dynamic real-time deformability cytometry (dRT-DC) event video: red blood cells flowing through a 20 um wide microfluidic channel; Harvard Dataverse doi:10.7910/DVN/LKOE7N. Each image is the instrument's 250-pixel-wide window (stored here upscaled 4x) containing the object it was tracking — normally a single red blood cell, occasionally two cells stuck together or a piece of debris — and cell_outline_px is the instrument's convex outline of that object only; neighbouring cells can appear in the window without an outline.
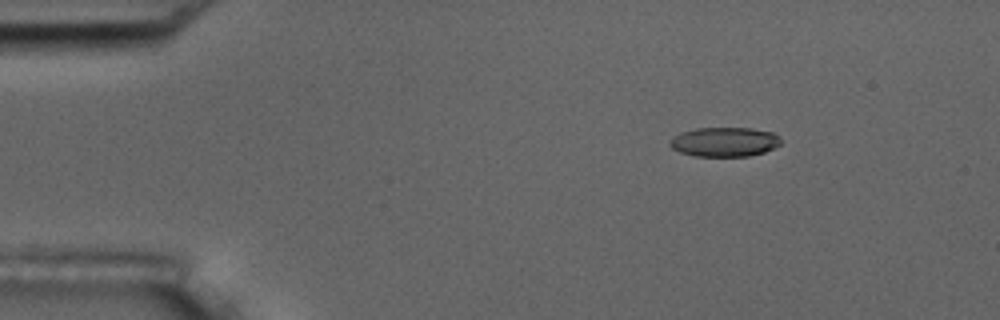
{"species": "common noctule bat (a hibernating species)", "species_latin": "Nyctalus noctula", "temperature_condition": "room temperature", "stored_images_in_passage": 9, "camera_frame_rate_fps": 3000, "um_per_image_px": 0.085, "animal": {"sex": "male", "body_mass_g": 17.5, "forearm_length_mm": 52.3}, "frame": {"image": 1, "passage_image": 2, "time_ms": 2.0, "image_size_px": [1000, 320], "cell_outline_px": [[780, 144], [764, 152], [748, 156], [696, 156], [680, 152], [672, 148], [668, 144], [668, 140], [672, 136], [680, 132], [696, 128], [752, 128], [772, 132], [780, 140]], "centroid_in_image_um": [61.51, 12.05], "position_along_channel_um": 23.5, "area_um2": 19.02}}
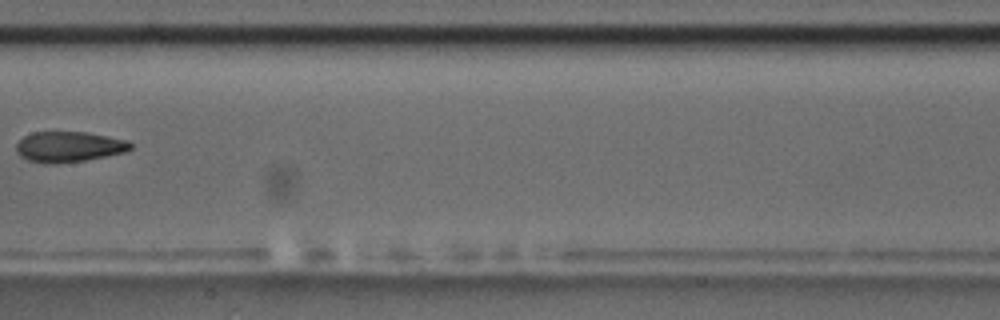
{"frame": {"image": 2, "passage_image": 8, "time_ms": 9.0, "image_size_px": [1000, 320], "cell_outline_px": [[132, 148], [124, 152], [84, 160], [56, 164], [48, 164], [28, 160], [20, 156], [16, 152], [16, 144], [24, 136], [32, 132], [84, 132], [108, 136], [128, 140], [132, 144]], "centroid_in_image_um": [5.83, 12.47], "position_along_channel_um": 201.6, "area_um2": 20.29}}
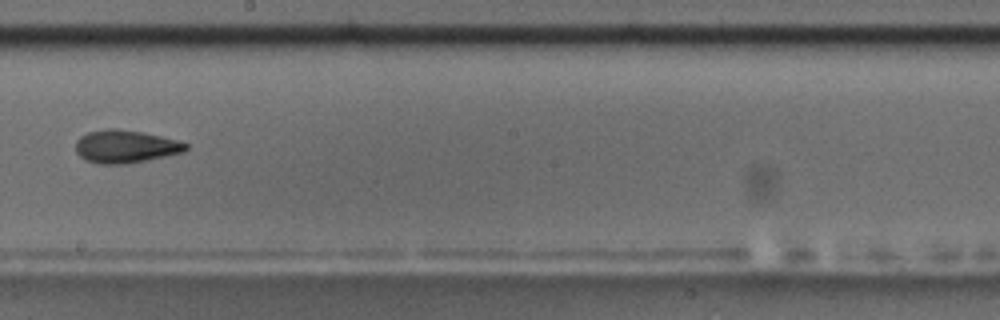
{"frame": {"image": 3, "passage_image": 9, "time_ms": 10.0, "image_size_px": [1000, 320], "cell_outline_px": [[188, 148], [184, 152], [148, 160], [124, 164], [100, 164], [84, 160], [76, 152], [76, 140], [80, 136], [88, 132], [104, 128], [116, 128], [140, 132], [160, 136], [176, 140], [188, 144]], "centroid_in_image_um": [10.63, 12.45], "position_along_channel_um": 237.6, "area_um2": 21.15}}